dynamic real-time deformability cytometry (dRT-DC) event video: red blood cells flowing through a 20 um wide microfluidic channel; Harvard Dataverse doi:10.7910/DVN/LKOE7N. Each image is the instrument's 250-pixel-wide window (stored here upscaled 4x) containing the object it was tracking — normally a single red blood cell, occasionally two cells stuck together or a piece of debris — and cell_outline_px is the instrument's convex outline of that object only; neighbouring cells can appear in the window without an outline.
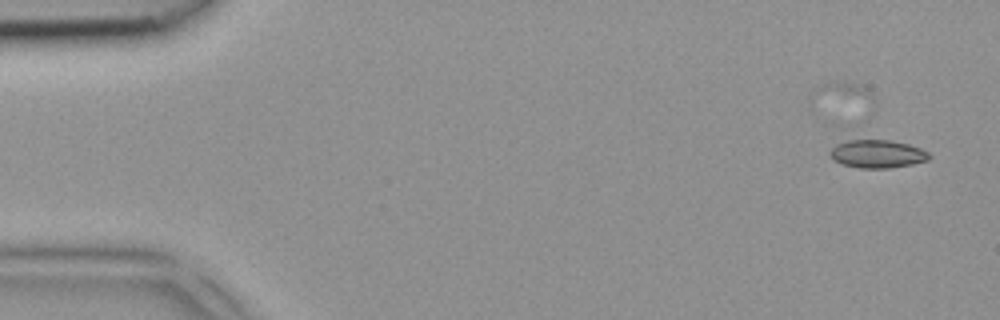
{"species": "common noctule bat (a hibernating species)", "species_latin": "Nyctalus noctula", "temperature_condition": "room temperature", "stored_images_in_passage": 5, "camera_frame_rate_fps": 3000, "um_per_image_px": 0.085, "animal": {"sex": "female", "body_mass_g": 18.4}, "frame": {"image": 1, "passage_image": 1, "time_ms": 0.0, "image_size_px": [1000, 320], "cell_outline_px": [[932, 156], [928, 160], [912, 164], [888, 168], [860, 168], [844, 164], [836, 160], [828, 152], [824, 124], [828, 120], [860, 120], [920, 148], [928, 152]], "centroid_in_image_um": [73.89, 12.42], "position_along_channel_um": 11.1, "area_um2": 25.14}}
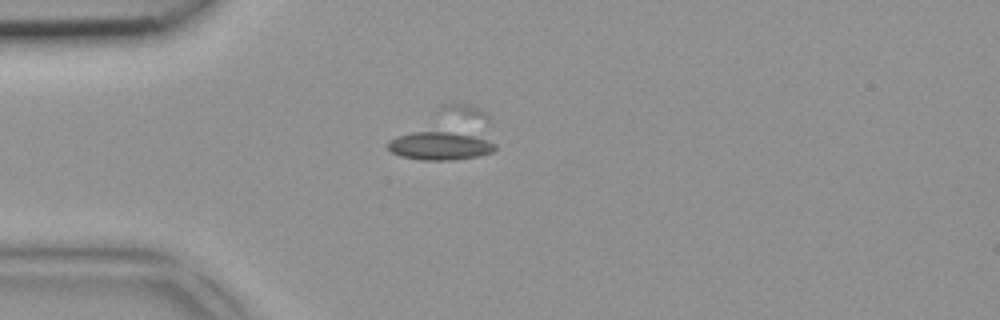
{"frame": {"image": 2, "passage_image": 4, "time_ms": 1.0, "image_size_px": [1000, 320], "cell_outline_px": [[496, 148], [492, 152], [476, 156], [452, 160], [420, 160], [400, 156], [392, 152], [388, 148], [388, 140], [396, 136], [412, 132], [448, 132], [480, 136], [496, 144]], "centroid_in_image_um": [37.37, 12.4], "position_along_channel_um": 47.6, "area_um2": 17.63}}
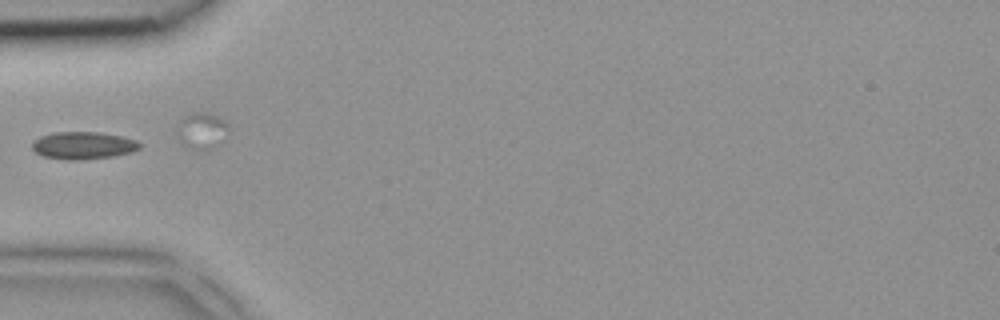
{"frame": {"image": 3, "passage_image": 5, "time_ms": 1.333, "image_size_px": [1000, 320], "cell_outline_px": [[140, 148], [132, 152], [112, 156], [80, 160], [64, 160], [44, 156], [36, 152], [32, 148], [32, 140], [40, 136], [52, 132], [96, 132], [120, 136], [136, 140], [140, 144]], "centroid_in_image_um": [7.03, 12.36], "position_along_channel_um": 78.0, "area_um2": 17.17}}